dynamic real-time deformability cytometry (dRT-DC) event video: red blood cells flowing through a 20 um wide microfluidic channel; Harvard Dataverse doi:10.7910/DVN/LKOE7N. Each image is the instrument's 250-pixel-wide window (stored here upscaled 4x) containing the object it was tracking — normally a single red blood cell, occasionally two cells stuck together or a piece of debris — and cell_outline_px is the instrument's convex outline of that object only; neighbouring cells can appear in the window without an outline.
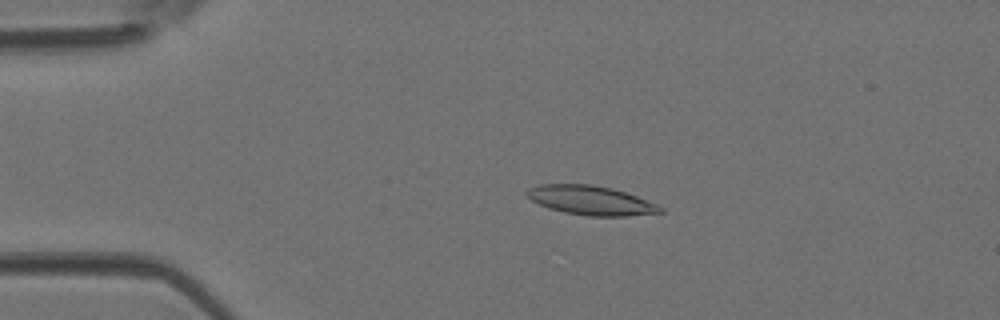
{"species": "Egyptian fruit bat (a non-hibernating species)", "species_latin": "Rousettus aegyptiacus", "temperature_condition": "room temperature", "stored_images_in_passage": 46, "camera_frame_rate_fps": 3000, "um_per_image_px": 0.085, "animal": {"sex": "female"}, "frame": {"image": 1, "passage_image": 10, "time_ms": 3.0, "image_size_px": [1000, 320], "cell_outline_px": [[664, 212], [628, 216], [588, 216], [564, 212], [548, 208], [532, 200], [524, 192], [528, 188], [540, 184], [592, 184], [612, 188], [636, 196], [656, 204], [664, 208]], "centroid_in_image_um": [50.21, 17.03], "position_along_channel_um": 34.8, "area_um2": 22.66}}
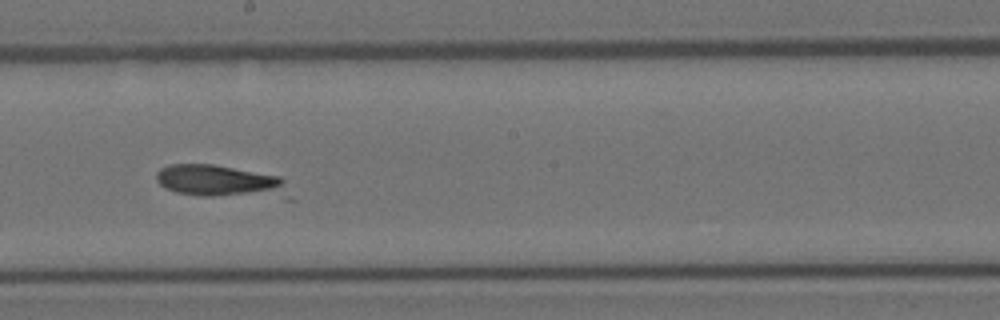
{"frame": {"image": 2, "passage_image": 26, "time_ms": 8.333, "image_size_px": [1000, 320], "cell_outline_px": [[292, 200], [284, 200], [200, 196], [176, 192], [160, 184], [156, 180], [156, 172], [160, 168], [168, 164], [212, 164], [280, 176], [284, 180]], "centroid_in_image_um": [18.87, 15.47], "position_along_channel_um": 229.3, "area_um2": 26.07}}
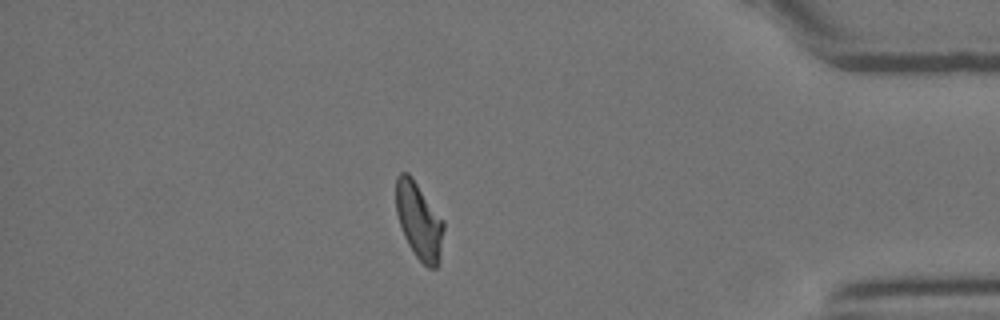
{"frame": {"image": 3, "passage_image": 40, "time_ms": 13.0, "image_size_px": [1000, 320], "cell_outline_px": [[444, 228], [440, 256], [436, 268], [428, 268], [416, 256], [408, 244], [404, 236], [396, 212], [396, 176], [400, 172], [408, 172], [412, 176], [444, 220]], "centroid_in_image_um": [35.61, 18.74], "position_along_channel_um": 399.6, "area_um2": 21.33}}